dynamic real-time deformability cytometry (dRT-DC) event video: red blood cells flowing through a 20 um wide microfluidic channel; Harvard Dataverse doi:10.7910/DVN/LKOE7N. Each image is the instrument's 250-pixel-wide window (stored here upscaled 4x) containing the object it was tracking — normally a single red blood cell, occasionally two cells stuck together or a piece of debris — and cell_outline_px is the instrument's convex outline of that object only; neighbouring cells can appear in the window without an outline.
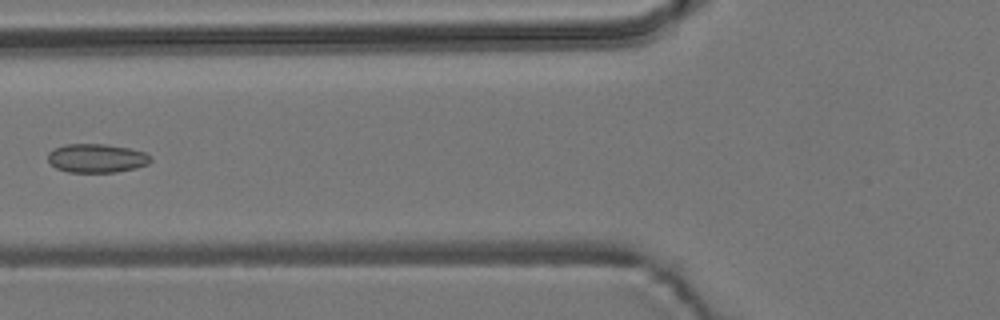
{"species": "common noctule bat (a hibernating species)", "species_latin": "Nyctalus noctula", "temperature_condition": "room temperature", "stored_images_in_passage": 3, "camera_frame_rate_fps": 3000, "um_per_image_px": 0.085, "animal": {"sex": "male", "body_mass_g": 19.2, "forearm_length_mm": 51.8}, "frame": {"image": 1, "passage_image": 2, "time_ms": 1.333, "image_size_px": [1000, 320], "cell_outline_px": [[152, 160], [148, 164], [136, 168], [116, 172], [68, 172], [56, 168], [48, 160], [48, 152], [64, 144], [104, 144], [128, 148], [144, 152], [152, 156]], "centroid_in_image_um": [8.23, 13.45], "position_along_channel_um": 117.6, "area_um2": 17.22}}
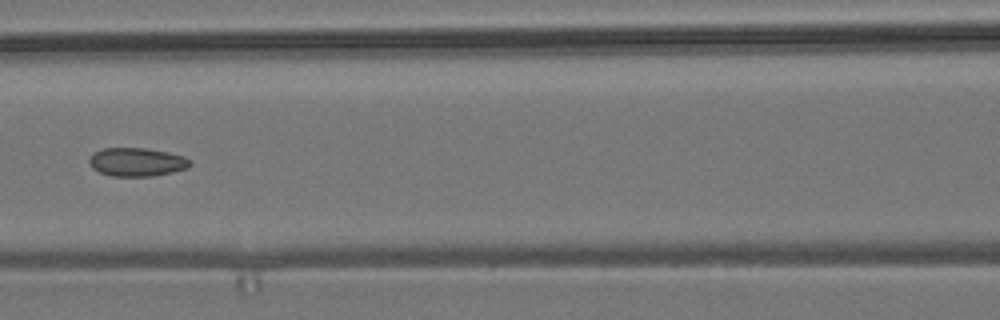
{"frame": {"image": 2, "passage_image": 3, "time_ms": 2.333, "image_size_px": [1000, 320], "cell_outline_px": [[192, 164], [188, 168], [172, 172], [152, 176], [112, 176], [100, 172], [92, 168], [88, 160], [92, 152], [104, 148], [144, 148], [168, 152], [184, 156], [192, 160]], "centroid_in_image_um": [11.64, 13.77], "position_along_channel_um": 155.0, "area_um2": 16.88}}